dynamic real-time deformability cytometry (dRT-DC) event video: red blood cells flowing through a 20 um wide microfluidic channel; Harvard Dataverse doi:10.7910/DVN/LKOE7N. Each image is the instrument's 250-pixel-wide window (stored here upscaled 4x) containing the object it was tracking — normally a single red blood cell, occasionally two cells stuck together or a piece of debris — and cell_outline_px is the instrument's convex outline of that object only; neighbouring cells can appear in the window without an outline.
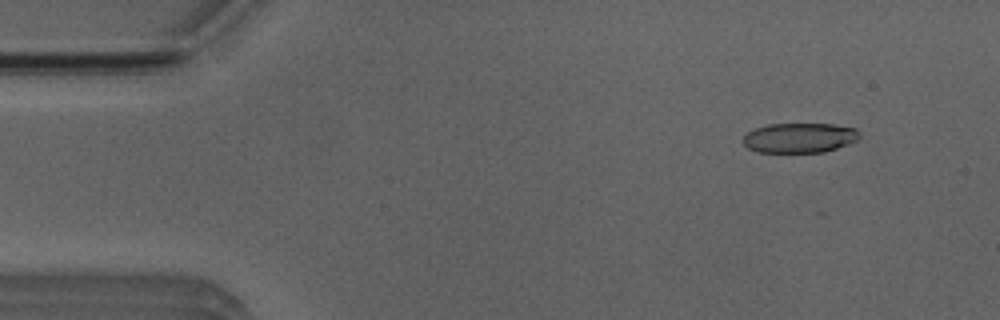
{"species": "Egyptian fruit bat (a non-hibernating species)", "species_latin": "Rousettus aegyptiacus", "temperature_condition": "room temperature", "stored_images_in_passage": 49, "camera_frame_rate_fps": 3000, "um_per_image_px": 0.085, "animal": {"sex": "male"}, "frame": {"image": 1, "passage_image": 5, "time_ms": 1.333, "image_size_px": [1000, 320], "cell_outline_px": [[860, 136], [856, 140], [848, 144], [824, 152], [756, 152], [748, 148], [744, 144], [744, 136], [748, 132], [756, 128], [768, 124], [832, 124], [856, 128], [860, 132]], "centroid_in_image_um": [67.97, 11.71], "position_along_channel_um": 17.0, "area_um2": 20.17}}
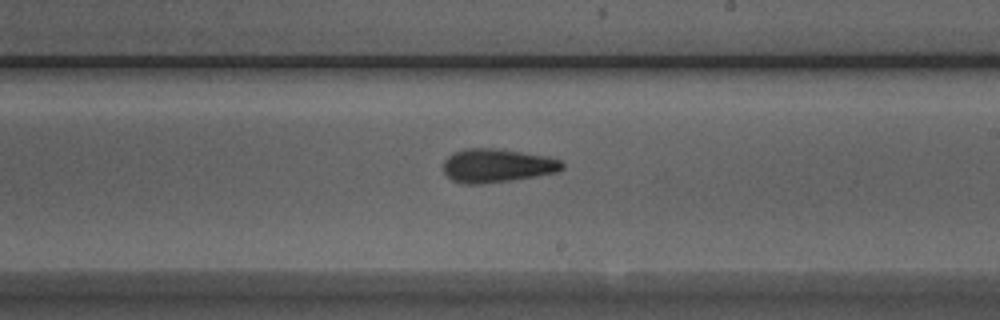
{"frame": {"image": 2, "passage_image": 29, "time_ms": 9.333, "image_size_px": [1000, 320], "cell_outline_px": [[564, 168], [560, 172], [512, 180], [480, 184], [464, 184], [452, 180], [444, 172], [444, 160], [448, 156], [464, 148], [496, 148], [548, 156], [560, 160], [564, 164]], "centroid_in_image_um": [42.28, 14.07], "position_along_channel_um": 246.7, "area_um2": 23.41}}
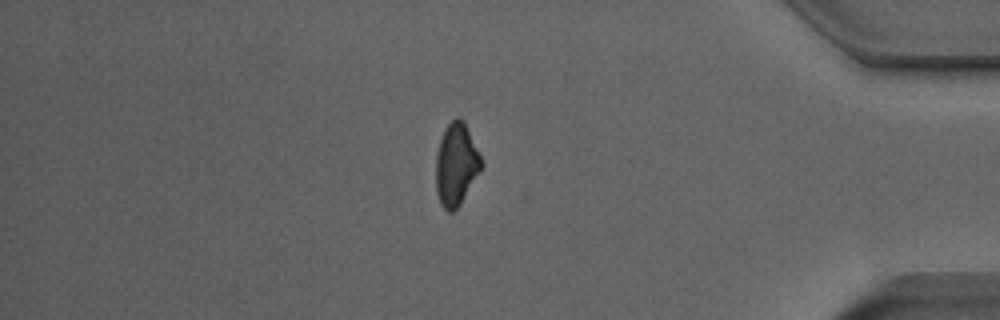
{"frame": {"image": 3, "passage_image": 43, "time_ms": 14.0, "image_size_px": [1000, 320], "cell_outline_px": [[484, 164], [460, 204], [452, 212], [448, 212], [440, 204], [436, 192], [436, 152], [444, 128], [456, 116], [460, 116], [464, 120]], "centroid_in_image_um": [38.76, 13.95], "position_along_channel_um": 396.4, "area_um2": 21.85}, "authors_computed_cell_mechanics": {"area_um2": 22.4264, "velocity_mm_per_s": 4.0115, "shape_relaxation_time_tau1_ms": 6.7378, "shape_relaxation_time_tau2_ms": 3.6752, "deformation_change_tau1": 0.1726, "deformation_change_tau2": 0.134}}